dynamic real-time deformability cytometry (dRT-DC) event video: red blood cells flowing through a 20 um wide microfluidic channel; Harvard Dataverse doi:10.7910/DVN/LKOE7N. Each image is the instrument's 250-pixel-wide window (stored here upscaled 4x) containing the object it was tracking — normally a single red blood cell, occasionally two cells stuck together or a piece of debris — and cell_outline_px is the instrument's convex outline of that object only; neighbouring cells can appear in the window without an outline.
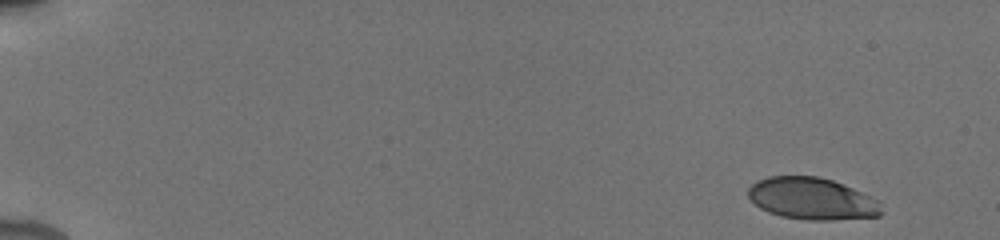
{"species": "human", "species_latin": "Homo sapiens", "temperature_condition": "cold", "stored_images_in_passage": 10, "camera_frame_rate_fps": 3000, "um_per_image_px": 0.085, "donor": {"sex": "male"}, "frame": {"image": 1, "passage_image": 1, "time_ms": 0.0, "image_size_px": [1000, 240], "cell_outline_px": [[884, 212], [880, 216], [832, 220], [808, 220], [780, 216], [768, 212], [760, 208], [748, 196], [748, 188], [756, 180], [768, 176], [816, 176], [832, 180], [852, 188], [880, 200]], "centroid_in_image_um": [69.04, 16.89], "position_along_channel_um": 16.0, "area_um2": 32.77}}
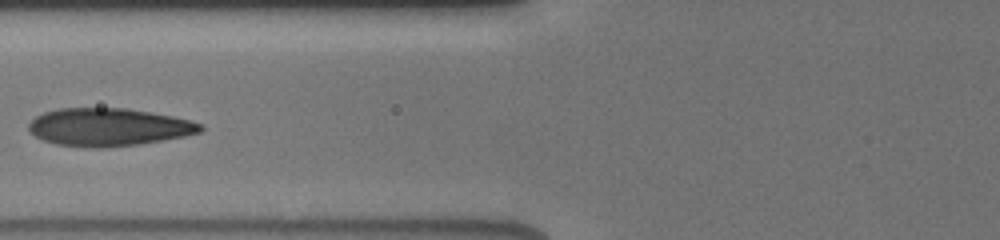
{"frame": {"image": 2, "passage_image": 7, "time_ms": 6.667, "image_size_px": [1000, 240], "cell_outline_px": [[204, 128], [200, 132], [184, 136], [140, 144], [100, 148], [92, 148], [56, 144], [44, 140], [28, 132], [28, 124], [36, 116], [44, 112], [60, 108], [124, 108], [172, 116], [204, 124]], "centroid_in_image_um": [9.21, 10.81], "position_along_channel_um": 116.6, "area_um2": 37.74}}
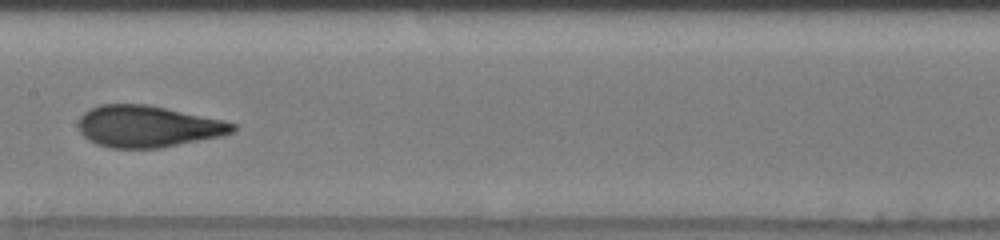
{"frame": {"image": 3, "passage_image": 9, "time_ms": 8.667, "image_size_px": [1000, 240], "cell_outline_px": [[236, 128], [232, 132], [220, 136], [160, 148], [108, 148], [96, 144], [84, 136], [80, 132], [80, 116], [84, 112], [100, 104], [148, 104], [224, 120], [236, 124]], "centroid_in_image_um": [12.56, 10.74], "position_along_channel_um": 194.8, "area_um2": 37.28}}